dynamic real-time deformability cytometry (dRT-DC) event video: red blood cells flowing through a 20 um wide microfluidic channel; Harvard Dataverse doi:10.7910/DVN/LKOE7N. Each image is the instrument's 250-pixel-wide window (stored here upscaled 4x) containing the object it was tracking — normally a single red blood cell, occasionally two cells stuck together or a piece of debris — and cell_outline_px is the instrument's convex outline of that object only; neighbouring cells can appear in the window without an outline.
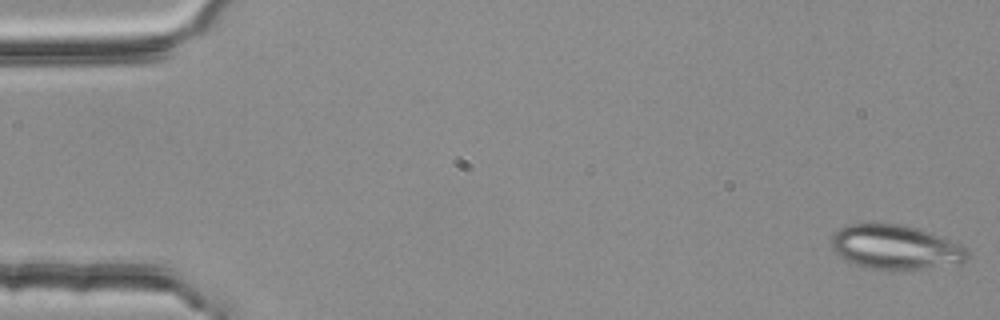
{"species": "common noctule bat (a hibernating species)", "species_latin": "Nyctalus noctula", "temperature_condition": "room temperature", "stored_images_in_passage": 53, "camera_frame_rate_fps": 3000, "um_per_image_px": 0.085, "animal": {"sex": "female", "body_mass_g": 25.1}, "frame": {"image": 1, "passage_image": 1, "time_ms": 0.0, "image_size_px": [1000, 320], "cell_outline_px": [[972, 252], [968, 260], [964, 264], [904, 272], [888, 272], [868, 268], [844, 260], [832, 248], [832, 236], [840, 228], [848, 224], [900, 224], [916, 228], [964, 244]], "centroid_in_image_um": [76.24, 21.08], "position_along_channel_um": 8.8, "area_um2": 36.47}}
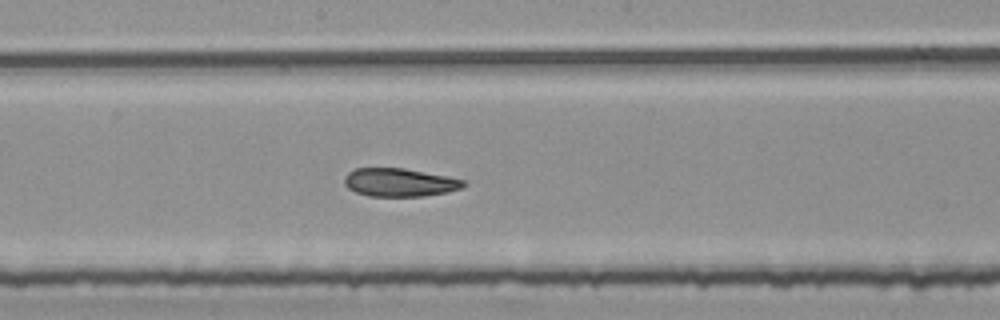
{"frame": {"image": 2, "passage_image": 29, "time_ms": 9.333, "image_size_px": [1000, 320], "cell_outline_px": [[468, 184], [460, 188], [448, 192], [424, 196], [368, 196], [356, 192], [348, 188], [344, 184], [344, 176], [348, 172], [356, 168], [404, 168], [448, 176], [464, 180]], "centroid_in_image_um": [33.96, 15.5], "position_along_channel_um": 214.2, "area_um2": 19.71}}
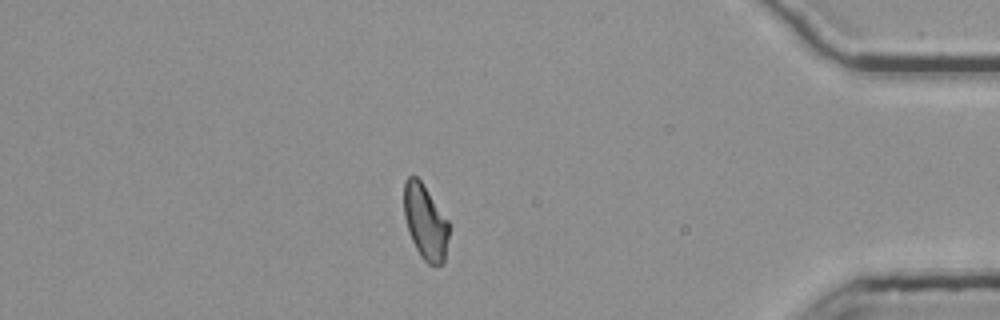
{"frame": {"image": 3, "passage_image": 47, "time_ms": 15.333, "image_size_px": [1000, 320], "cell_outline_px": [[448, 236], [444, 264], [428, 264], [420, 256], [412, 240], [404, 216], [404, 180], [408, 176], [416, 176], [420, 180], [448, 220]], "centroid_in_image_um": [36.14, 18.87], "position_along_channel_um": 399.1, "area_um2": 19.36}, "authors_computed_cell_mechanics": {"area_um2": 20.7502, "velocity_mm_per_s": 3.7632, "shape_relaxation_time_tau1_ms": null, "shape_relaxation_time_tau2_ms": 3.9865, "deformation_change_tau1": null, "deformation_change_tau2": 0.1078}}